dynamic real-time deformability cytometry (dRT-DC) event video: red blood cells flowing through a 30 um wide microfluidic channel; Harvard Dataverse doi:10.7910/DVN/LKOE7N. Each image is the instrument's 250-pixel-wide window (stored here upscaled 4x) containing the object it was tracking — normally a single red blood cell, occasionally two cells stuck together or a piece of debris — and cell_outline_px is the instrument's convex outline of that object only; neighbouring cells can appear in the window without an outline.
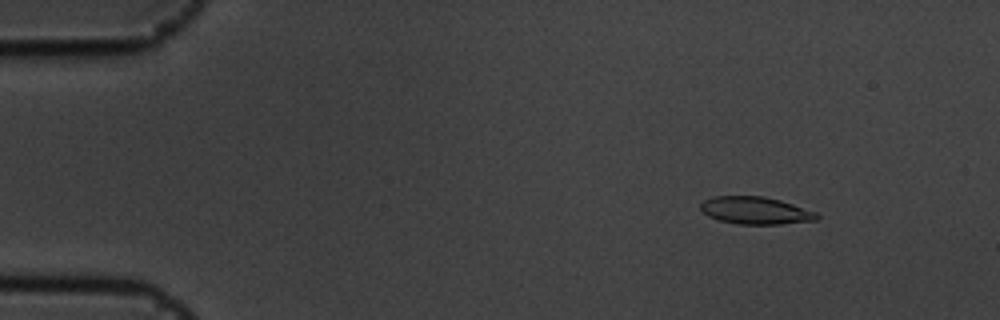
{"species": "common noctule bat (a hibernating species)", "species_latin": "Nyctalus noctula", "temperature_condition": "cold", "stored_images_in_passage": 14, "camera_frame_rate_fps": 3000, "um_per_image_px": 0.085, "animal": {"sex": "male", "body_mass_g": 19.5, "forearm_length_mm": 54.6}, "frame": {"image": 1, "passage_image": 7, "time_ms": 2.0, "image_size_px": [1000, 320], "cell_outline_px": [[820, 216], [816, 220], [780, 224], [740, 224], [720, 220], [708, 216], [700, 208], [700, 204], [704, 200], [712, 196], [764, 196], [780, 200], [816, 212]], "centroid_in_image_um": [64.21, 17.88], "position_along_channel_um": 20.8, "area_um2": 18.44}}